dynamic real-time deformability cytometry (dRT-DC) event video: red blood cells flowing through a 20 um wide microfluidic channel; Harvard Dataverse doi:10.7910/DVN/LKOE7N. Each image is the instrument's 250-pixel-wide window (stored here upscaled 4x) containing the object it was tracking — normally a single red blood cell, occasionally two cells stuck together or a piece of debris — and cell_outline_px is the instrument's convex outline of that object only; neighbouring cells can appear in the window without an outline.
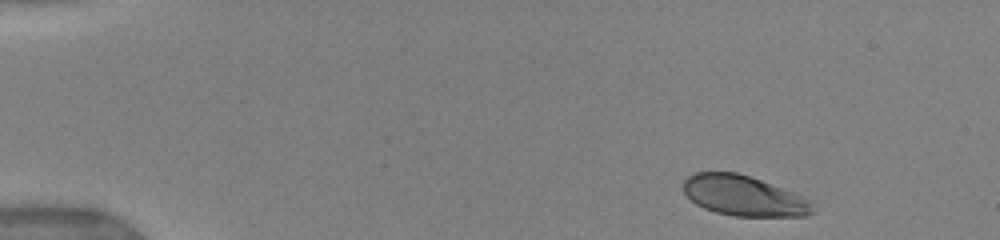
{"species": "human", "species_latin": "Homo sapiens", "temperature_condition": "warm", "stored_images_in_passage": 7, "camera_frame_rate_fps": 3000, "um_per_image_px": 0.085, "donor": {"sex": "female"}, "frame": {"image": 1, "passage_image": 1, "time_ms": 0.0, "image_size_px": [1000, 240], "cell_outline_px": [[816, 212], [808, 216], [732, 216], [716, 212], [704, 208], [696, 204], [684, 192], [684, 180], [688, 176], [696, 172], [736, 172], [752, 176], [796, 192], [812, 200]], "centroid_in_image_um": [63.31, 16.64], "position_along_channel_um": 21.7, "area_um2": 30.87}}
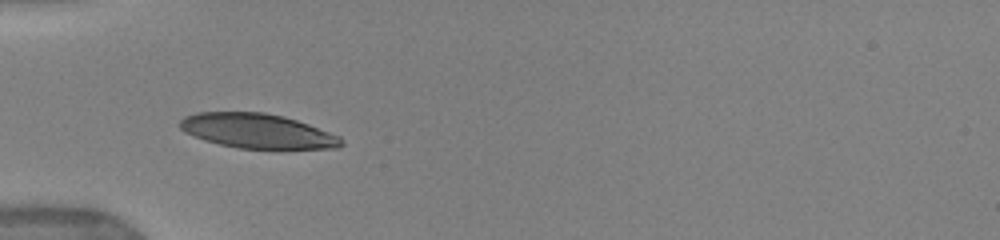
{"frame": {"image": 2, "passage_image": 6, "time_ms": 3.667, "image_size_px": [1000, 240], "cell_outline_px": [[344, 144], [340, 148], [240, 148], [220, 144], [204, 140], [184, 132], [180, 128], [180, 120], [184, 116], [196, 112], [264, 112], [284, 116], [308, 124], [340, 136], [344, 140]], "centroid_in_image_um": [21.87, 11.12], "position_along_channel_um": 63.1, "area_um2": 32.43}}